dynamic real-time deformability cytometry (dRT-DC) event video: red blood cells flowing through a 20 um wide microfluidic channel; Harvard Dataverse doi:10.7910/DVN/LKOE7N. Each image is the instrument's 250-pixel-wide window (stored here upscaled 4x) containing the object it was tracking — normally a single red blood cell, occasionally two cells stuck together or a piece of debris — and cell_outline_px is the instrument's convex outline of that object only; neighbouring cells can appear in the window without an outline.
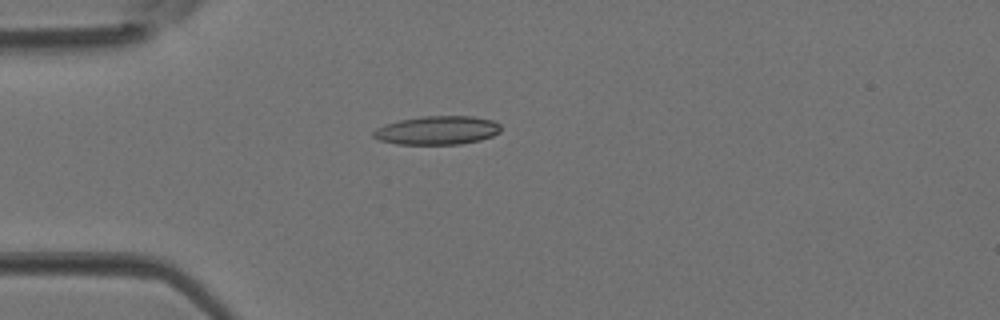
{"species": "Egyptian fruit bat (a non-hibernating species)", "species_latin": "Rousettus aegyptiacus", "temperature_condition": "room temperature", "stored_images_in_passage": 3, "camera_frame_rate_fps": 3000, "um_per_image_px": 0.085, "animal": {"sex": "female"}, "frame": {"image": 1, "passage_image": 3, "time_ms": 0.667, "image_size_px": [1000, 320], "cell_outline_px": [[500, 132], [492, 136], [480, 140], [460, 144], [396, 144], [380, 140], [372, 136], [372, 132], [376, 128], [384, 124], [400, 120], [424, 116], [472, 116], [492, 120], [500, 124]], "centroid_in_image_um": [37.16, 11.07], "position_along_channel_um": 47.8, "area_um2": 21.27}}